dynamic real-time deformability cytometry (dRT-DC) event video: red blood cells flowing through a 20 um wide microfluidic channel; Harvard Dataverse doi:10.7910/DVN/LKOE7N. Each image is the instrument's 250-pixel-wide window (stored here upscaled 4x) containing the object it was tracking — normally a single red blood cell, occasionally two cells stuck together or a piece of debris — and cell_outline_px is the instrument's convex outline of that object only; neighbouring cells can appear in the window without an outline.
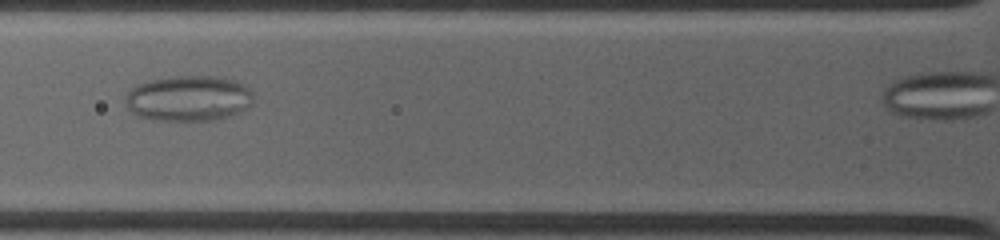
{"species": "common noctule bat (a hibernating species)", "species_latin": "Nyctalus noctula", "temperature_condition": "warm", "stored_images_in_passage": 11, "camera_frame_rate_fps": 4500, "um_per_image_px": 0.085, "animal": {"sex": "female", "body_mass_g": 19.0, "forearm_length_mm": 53.3}, "frame": {"image": 1, "passage_image": 2, "time_ms": 1.111, "image_size_px": [1000, 240], "cell_outline_px": [[252, 104], [248, 108], [240, 112], [216, 120], [160, 120], [140, 116], [132, 112], [128, 108], [128, 92], [132, 88], [140, 84], [152, 80], [176, 76], [220, 76], [236, 80], [244, 84], [252, 92]], "centroid_in_image_um": [16.11, 8.35], "position_along_channel_um": 109.7, "area_um2": 33.7}}
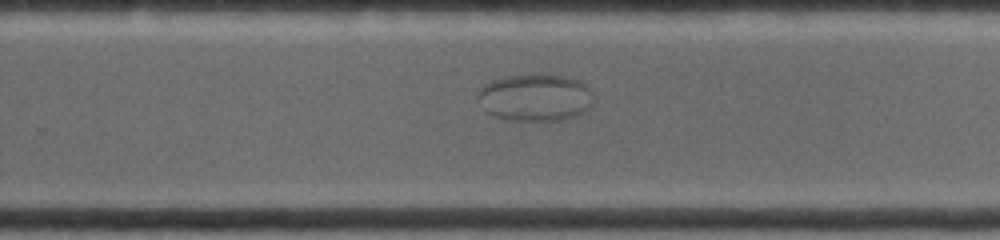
{"frame": {"image": 2, "passage_image": 7, "time_ms": 5.778, "image_size_px": [1000, 240], "cell_outline_px": [[592, 104], [584, 112], [576, 116], [564, 120], [508, 120], [496, 116], [488, 112], [476, 96], [480, 88], [484, 84], [492, 80], [504, 76], [564, 76], [580, 80], [592, 92]], "centroid_in_image_um": [45.5, 8.3], "position_along_channel_um": 284.3, "area_um2": 31.39}}